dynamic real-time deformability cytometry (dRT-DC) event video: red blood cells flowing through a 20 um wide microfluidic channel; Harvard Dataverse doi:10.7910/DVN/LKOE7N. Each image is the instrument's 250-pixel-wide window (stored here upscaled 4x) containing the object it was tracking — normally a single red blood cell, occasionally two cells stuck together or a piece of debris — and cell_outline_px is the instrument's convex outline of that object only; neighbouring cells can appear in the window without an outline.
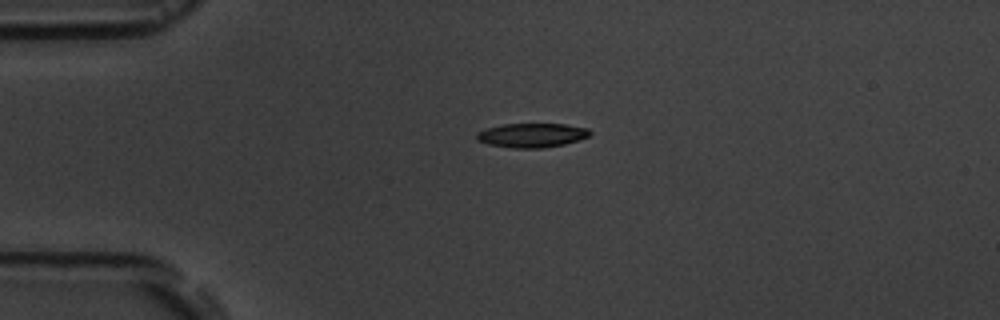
{"species": "common noctule bat (a hibernating species)", "species_latin": "Nyctalus noctula", "temperature_condition": "room temperature", "stored_images_in_passage": 2, "camera_frame_rate_fps": 3000, "um_per_image_px": 0.085, "animal": {"sex": "male", "body_mass_g": 19.5, "forearm_length_mm": 54.6}, "frame": {"image": 1, "passage_image": 1, "time_ms": 0.0, "image_size_px": [1000, 320], "cell_outline_px": [[592, 132], [588, 136], [564, 144], [544, 148], [512, 148], [488, 144], [476, 140], [476, 132], [488, 128], [504, 124], [564, 124], [588, 128]], "centroid_in_image_um": [45.18, 11.5], "position_along_channel_um": 39.8, "area_um2": 15.9}}